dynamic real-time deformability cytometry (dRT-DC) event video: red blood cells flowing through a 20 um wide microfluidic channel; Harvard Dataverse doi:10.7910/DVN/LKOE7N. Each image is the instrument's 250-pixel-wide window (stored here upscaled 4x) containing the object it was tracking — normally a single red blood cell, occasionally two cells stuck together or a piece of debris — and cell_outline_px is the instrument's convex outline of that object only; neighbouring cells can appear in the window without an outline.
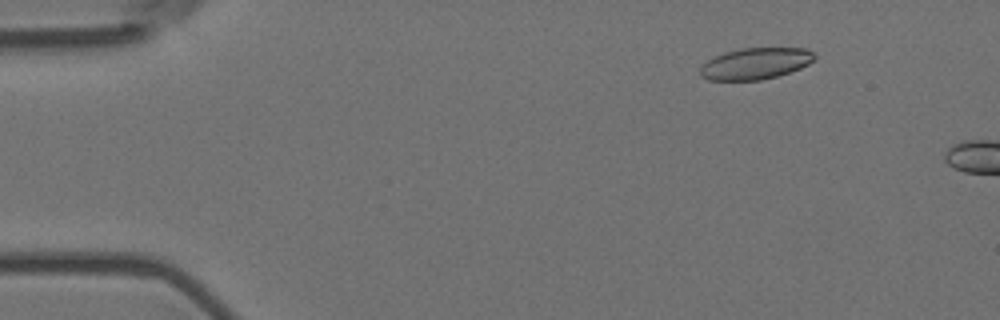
{"species": "Egyptian fruit bat (a non-hibernating species)", "species_latin": "Rousettus aegyptiacus", "temperature_condition": "room temperature", "stored_images_in_passage": 3, "camera_frame_rate_fps": 3000, "um_per_image_px": 0.085, "animal": {"sex": "female"}, "frame": {"image": 1, "passage_image": 2, "time_ms": 0.333, "image_size_px": [1000, 320], "cell_outline_px": [[816, 56], [808, 64], [800, 68], [776, 76], [760, 80], [708, 80], [700, 76], [700, 68], [708, 60], [724, 52], [740, 48], [808, 48], [816, 52]], "centroid_in_image_um": [64.22, 5.39], "position_along_channel_um": 20.8, "area_um2": 20.92}}